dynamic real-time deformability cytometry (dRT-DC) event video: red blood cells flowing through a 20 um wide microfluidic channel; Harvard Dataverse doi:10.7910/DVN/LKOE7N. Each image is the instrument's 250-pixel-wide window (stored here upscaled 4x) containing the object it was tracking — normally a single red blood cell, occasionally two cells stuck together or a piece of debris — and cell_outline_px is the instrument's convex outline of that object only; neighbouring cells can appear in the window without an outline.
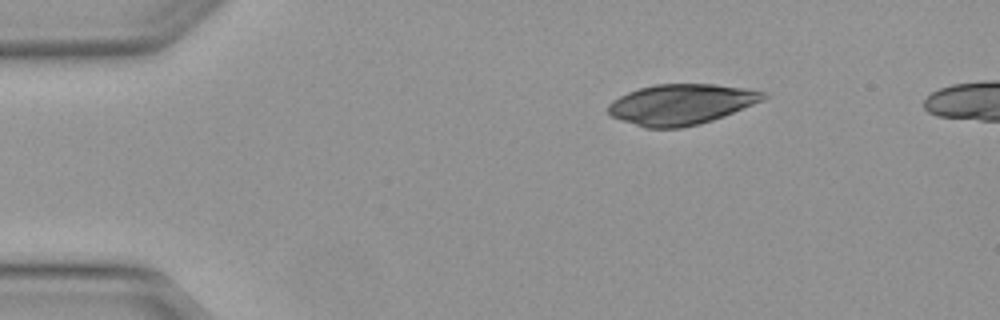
{"species": "Egyptian fruit bat (a non-hibernating species)", "species_latin": "Rousettus aegyptiacus", "temperature_condition": "warm", "stored_images_in_passage": 4, "camera_frame_rate_fps": 3000, "um_per_image_px": 0.085, "animal": {"sex": "female"}, "frame": {"image": 1, "passage_image": 1, "time_ms": 0.0, "image_size_px": [1000, 320], "cell_outline_px": [[768, 96], [752, 104], [724, 116], [700, 124], [680, 128], [644, 128], [612, 116], [608, 112], [608, 104], [612, 100], [628, 92], [640, 88], [656, 84], [712, 84], [744, 88], [764, 92]], "centroid_in_image_um": [57.86, 8.87], "position_along_channel_um": 27.1, "area_um2": 36.24}}